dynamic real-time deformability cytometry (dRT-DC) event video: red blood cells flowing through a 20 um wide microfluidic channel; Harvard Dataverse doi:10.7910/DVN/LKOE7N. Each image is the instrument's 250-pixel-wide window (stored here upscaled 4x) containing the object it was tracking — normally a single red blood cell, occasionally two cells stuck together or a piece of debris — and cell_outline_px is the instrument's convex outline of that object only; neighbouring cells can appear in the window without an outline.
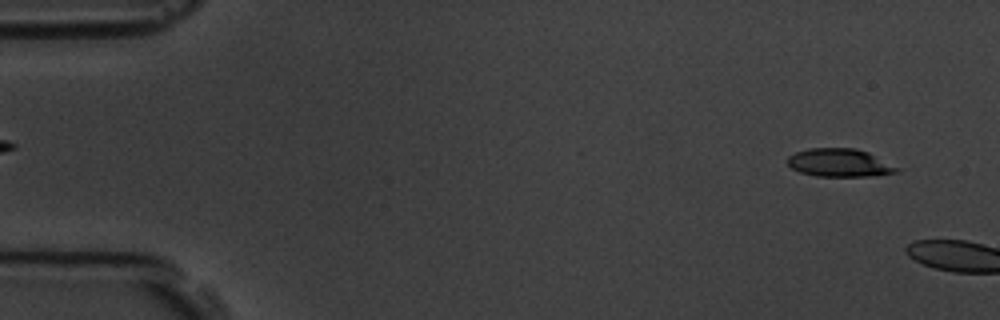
{"species": "common noctule bat (a hibernating species)", "species_latin": "Nyctalus noctula", "temperature_condition": "room temperature", "stored_images_in_passage": 2, "camera_frame_rate_fps": 3000, "um_per_image_px": 0.085, "animal": {"sex": "male", "body_mass_g": 19.5, "forearm_length_mm": 54.6}, "frame": {"image": 1, "passage_image": 1, "time_ms": 0.0, "image_size_px": [1000, 320], "cell_outline_px": [[904, 168], [896, 172], [872, 176], [816, 176], [800, 172], [792, 168], [788, 164], [788, 156], [796, 152], [808, 148], [856, 148], [868, 152]], "centroid_in_image_um": [71.42, 13.83], "position_along_channel_um": 13.6, "area_um2": 18.09}}